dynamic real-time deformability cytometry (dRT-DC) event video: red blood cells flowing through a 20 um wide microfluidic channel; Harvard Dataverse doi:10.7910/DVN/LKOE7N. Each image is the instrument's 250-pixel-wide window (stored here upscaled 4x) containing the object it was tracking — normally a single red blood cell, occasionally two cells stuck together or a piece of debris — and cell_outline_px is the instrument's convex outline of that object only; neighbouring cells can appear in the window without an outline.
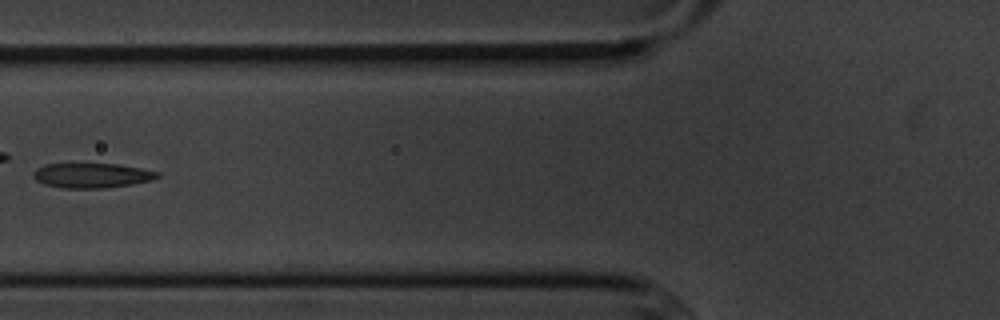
{"species": "common noctule bat (a hibernating species)", "species_latin": "Nyctalus noctula", "temperature_condition": "cold", "stored_images_in_passage": 5, "camera_frame_rate_fps": 3000, "um_per_image_px": 0.085, "animal": {"sex": "male", "body_mass_g": 20.1, "forearm_length_mm": 53.5}, "frame": {"image": 1, "passage_image": 4, "time_ms": 3.667, "image_size_px": [1000, 320], "cell_outline_px": [[160, 176], [152, 180], [132, 184], [104, 188], [64, 188], [44, 184], [36, 180], [32, 176], [32, 172], [36, 168], [44, 164], [116, 164], [140, 168], [160, 172]], "centroid_in_image_um": [7.79, 14.91], "position_along_channel_um": 118.0, "area_um2": 17.92}}
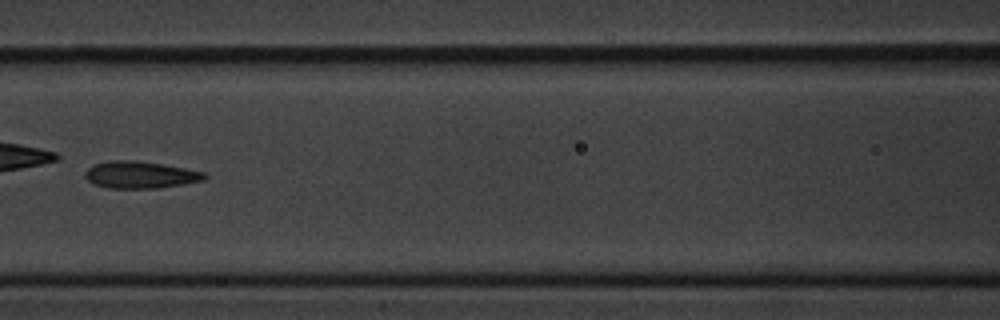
{"frame": {"image": 2, "passage_image": 5, "time_ms": 4.667, "image_size_px": [1000, 320], "cell_outline_px": [[208, 176], [204, 180], [156, 188], [108, 188], [92, 184], [84, 176], [84, 172], [92, 164], [112, 160], [132, 160], [160, 164], [184, 168], [204, 172]], "centroid_in_image_um": [11.86, 14.86], "position_along_channel_um": 154.7, "area_um2": 18.67}}